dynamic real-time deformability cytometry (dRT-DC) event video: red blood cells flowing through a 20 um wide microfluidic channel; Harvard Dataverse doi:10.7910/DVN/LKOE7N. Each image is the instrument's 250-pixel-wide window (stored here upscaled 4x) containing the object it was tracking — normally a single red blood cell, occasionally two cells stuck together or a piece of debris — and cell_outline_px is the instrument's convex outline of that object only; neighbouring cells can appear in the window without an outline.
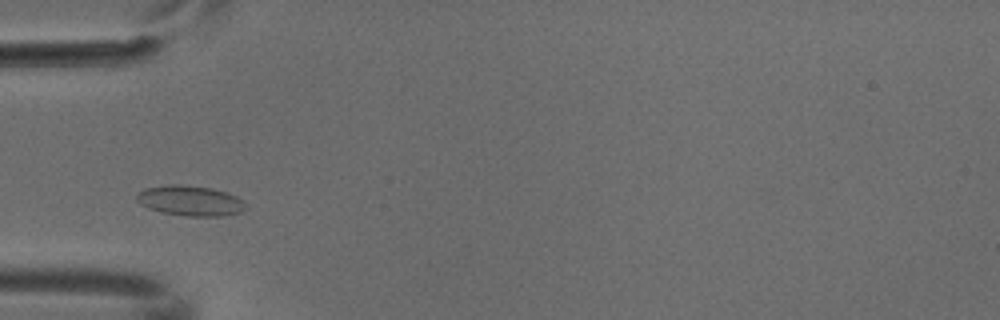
{"species": "common noctule bat (a hibernating species)", "species_latin": "Nyctalus noctula", "temperature_condition": "cold", "stored_images_in_passage": 2, "camera_frame_rate_fps": 3000, "um_per_image_px": 0.085, "animal": {"sex": "male", "body_mass_g": 18.8}, "frame": {"image": 1, "passage_image": 2, "time_ms": 0.333, "image_size_px": [1000, 320], "cell_outline_px": [[244, 208], [240, 212], [220, 216], [188, 216], [160, 212], [148, 208], [140, 204], [136, 200], [136, 196], [140, 192], [148, 188], [168, 184], [180, 184], [212, 188], [236, 196], [244, 204]], "centroid_in_image_um": [16.12, 17.06], "position_along_channel_um": 68.9, "area_um2": 18.9}}